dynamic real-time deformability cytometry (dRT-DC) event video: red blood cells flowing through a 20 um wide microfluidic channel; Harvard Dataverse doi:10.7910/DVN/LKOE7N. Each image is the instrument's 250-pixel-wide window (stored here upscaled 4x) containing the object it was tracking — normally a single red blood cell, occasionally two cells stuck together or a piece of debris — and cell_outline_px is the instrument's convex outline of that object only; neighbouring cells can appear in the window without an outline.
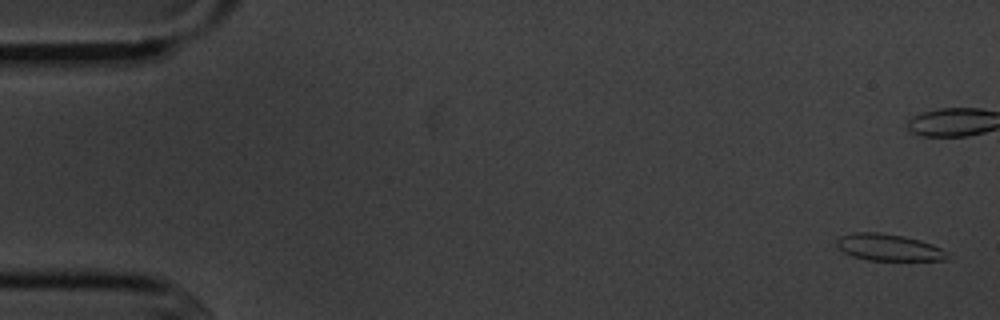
{"species": "common noctule bat (a hibernating species)", "species_latin": "Nyctalus noctula", "temperature_condition": "cold", "stored_images_in_passage": 5, "camera_frame_rate_fps": 3000, "um_per_image_px": 0.085, "animal": {"sex": "male", "body_mass_g": 20.1, "forearm_length_mm": 53.5}, "frame": {"image": 1, "passage_image": 1, "time_ms": 0.0, "image_size_px": [1000, 320], "cell_outline_px": [[948, 260], [868, 260], [852, 256], [844, 252], [836, 244], [836, 240], [840, 236], [852, 232], [876, 232], [904, 236], [920, 240], [932, 244], [948, 252]], "centroid_in_image_um": [75.53, 21.02], "position_along_channel_um": 9.5, "area_um2": 17.22}}
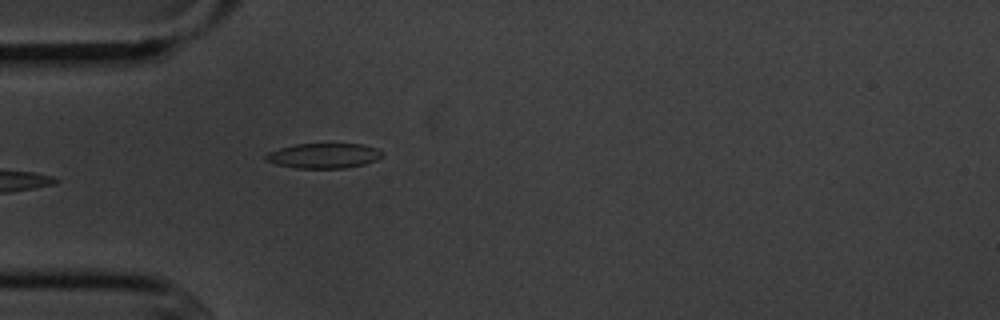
{"frame": {"image": 2, "passage_image": 5, "time_ms": 5.667, "image_size_px": [1000, 320], "cell_outline_px": [[384, 156], [376, 160], [364, 164], [344, 168], [296, 168], [276, 164], [264, 160], [264, 156], [268, 152], [280, 148], [296, 144], [364, 144], [376, 148], [384, 152]], "centroid_in_image_um": [27.53, 13.23], "position_along_channel_um": 57.5, "area_um2": 17.05}}